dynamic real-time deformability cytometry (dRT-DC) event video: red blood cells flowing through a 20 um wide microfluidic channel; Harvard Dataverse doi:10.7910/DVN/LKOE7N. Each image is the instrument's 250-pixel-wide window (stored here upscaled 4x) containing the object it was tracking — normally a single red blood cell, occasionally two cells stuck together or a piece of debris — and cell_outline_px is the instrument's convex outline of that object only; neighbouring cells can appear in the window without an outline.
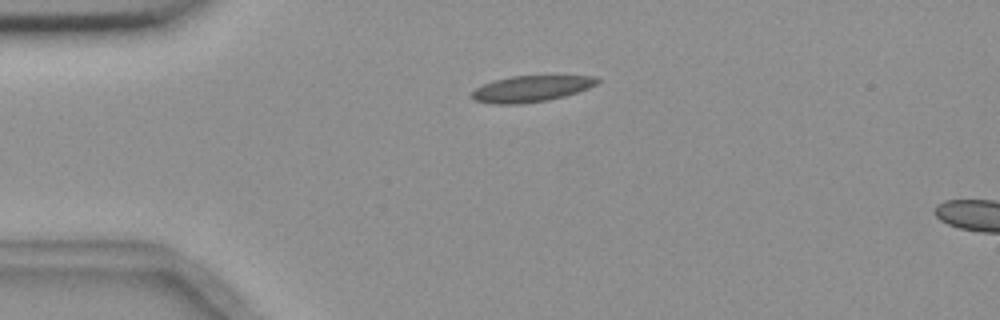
{"species": "common noctule bat (a hibernating species)", "species_latin": "Nyctalus noctula", "temperature_condition": "room temperature", "stored_images_in_passage": 2, "camera_frame_rate_fps": 3000, "um_per_image_px": 0.085, "animal": {"sex": "female", "body_mass_g": 18.4}, "frame": {"image": 1, "passage_image": 1, "time_ms": 0.0, "image_size_px": [1000, 320], "cell_outline_px": [[600, 80], [596, 84], [588, 88], [564, 96], [548, 100], [520, 104], [492, 104], [476, 100], [468, 96], [476, 88], [484, 84], [496, 80], [512, 76], [596, 76]], "centroid_in_image_um": [45.12, 7.55], "position_along_channel_um": 39.9, "area_um2": 18.96}}